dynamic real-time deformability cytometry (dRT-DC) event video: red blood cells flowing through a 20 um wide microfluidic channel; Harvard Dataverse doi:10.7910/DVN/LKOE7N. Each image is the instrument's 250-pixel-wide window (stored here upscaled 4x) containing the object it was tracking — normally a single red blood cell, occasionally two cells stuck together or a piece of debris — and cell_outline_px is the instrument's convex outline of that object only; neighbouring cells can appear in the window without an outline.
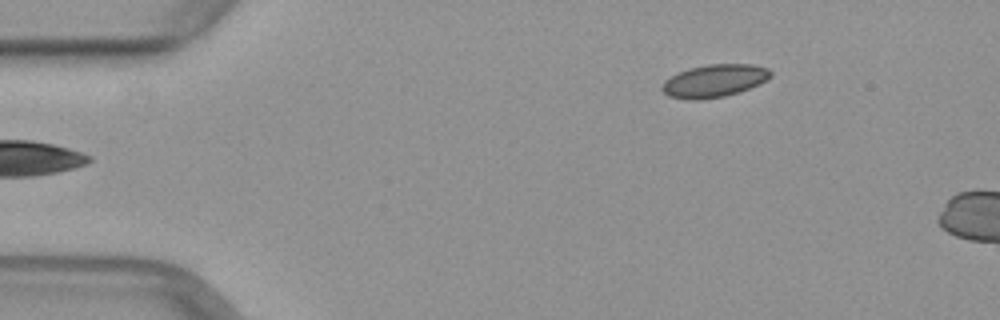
{"species": "common noctule bat (a hibernating species)", "species_latin": "Nyctalus noctula", "temperature_condition": "warm", "stored_images_in_passage": 4, "camera_frame_rate_fps": 3000, "um_per_image_px": 0.085, "animal": {"sex": "female", "body_mass_g": 29.2, "forearm_length_mm": 56.3}, "frame": {"image": 1, "passage_image": 1, "time_ms": 0.0, "image_size_px": [1000, 320], "cell_outline_px": [[772, 76], [760, 84], [724, 96], [696, 100], [688, 100], [668, 96], [660, 88], [664, 80], [688, 68], [708, 64], [752, 64], [768, 68], [772, 72]], "centroid_in_image_um": [60.71, 6.86], "position_along_channel_um": 24.3, "area_um2": 20.63}}